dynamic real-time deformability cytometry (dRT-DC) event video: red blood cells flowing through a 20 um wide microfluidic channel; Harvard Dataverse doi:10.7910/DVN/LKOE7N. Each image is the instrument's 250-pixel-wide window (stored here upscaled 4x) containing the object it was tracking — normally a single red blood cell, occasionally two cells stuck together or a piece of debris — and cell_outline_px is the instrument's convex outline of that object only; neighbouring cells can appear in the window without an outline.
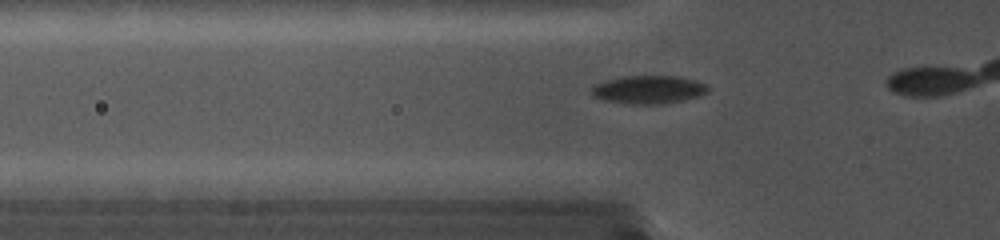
{"species": "common noctule bat (a hibernating species)", "species_latin": "Nyctalus noctula", "temperature_condition": "cold", "stored_images_in_passage": 6, "camera_frame_rate_fps": 5000, "um_per_image_px": 0.085, "animal": {"sex": "female", "body_mass_g": 19.0, "forearm_length_mm": 56.7}, "frame": {"image": 1, "passage_image": 4, "time_ms": 0.6, "image_size_px": [1000, 240], "cell_outline_px": [[708, 92], [696, 96], [664, 104], [632, 104], [604, 100], [596, 96], [592, 92], [592, 84], [604, 80], [620, 76], [680, 76], [696, 80], [708, 84]], "centroid_in_image_um": [55.12, 7.59], "position_along_channel_um": 70.7, "area_um2": 19.13}}